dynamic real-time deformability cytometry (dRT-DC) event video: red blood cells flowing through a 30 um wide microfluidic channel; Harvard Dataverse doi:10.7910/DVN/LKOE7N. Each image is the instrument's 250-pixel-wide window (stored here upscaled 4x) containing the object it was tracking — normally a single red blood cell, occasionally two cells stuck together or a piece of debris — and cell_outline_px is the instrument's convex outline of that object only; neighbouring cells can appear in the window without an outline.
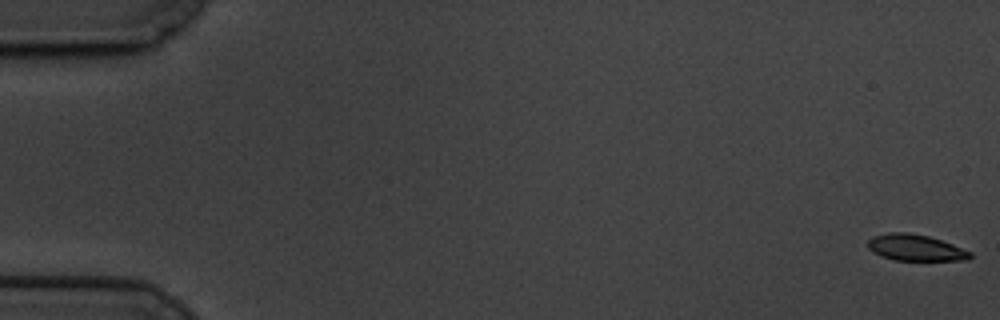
{"species": "common noctule bat (a hibernating species)", "species_latin": "Nyctalus noctula", "temperature_condition": "cold", "stored_images_in_passage": 60, "camera_frame_rate_fps": 3000, "um_per_image_px": 0.085, "animal": {"sex": "male", "body_mass_g": 19.5, "forearm_length_mm": 54.6}, "frame": {"image": 1, "passage_image": 1, "time_ms": 0.0, "image_size_px": [1000, 320], "cell_outline_px": [[972, 256], [968, 260], [896, 260], [880, 256], [872, 252], [868, 248], [868, 240], [872, 236], [888, 232], [908, 232], [928, 236], [952, 244], [972, 252]], "centroid_in_image_um": [77.79, 21.05], "position_along_channel_um": 7.2, "area_um2": 15.72}}
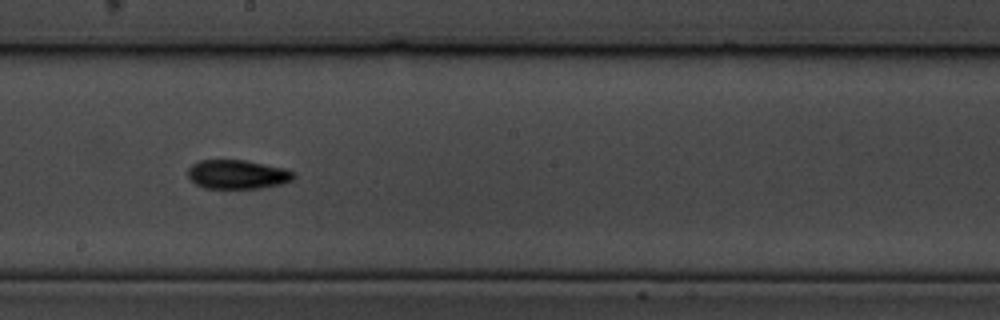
{"frame": {"image": 2, "passage_image": 34, "time_ms": 11.0, "image_size_px": [1000, 320], "cell_outline_px": [[296, 176], [292, 180], [280, 184], [260, 188], [204, 188], [196, 184], [188, 176], [188, 168], [192, 164], [200, 160], [244, 160], [284, 168], [296, 172]], "centroid_in_image_um": [20.19, 14.82], "position_along_channel_um": 228.0, "area_um2": 17.86}}
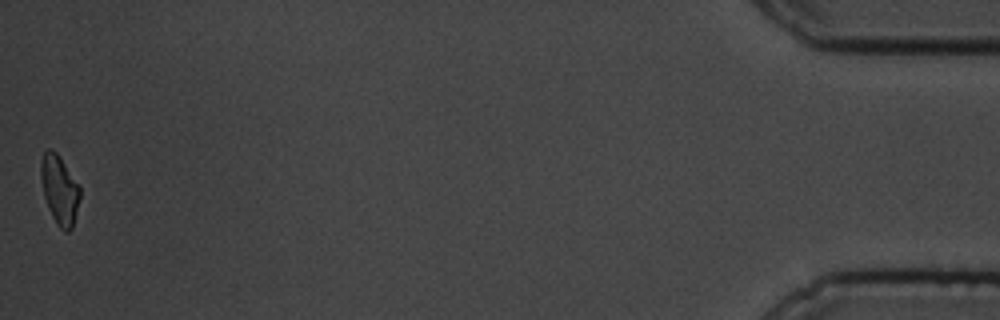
{"frame": {"image": 3, "passage_image": 60, "time_ms": 19.667, "image_size_px": [1000, 320], "cell_outline_px": [[80, 196], [72, 228], [68, 232], [64, 232], [56, 224], [48, 208], [44, 196], [40, 176], [40, 160], [44, 152], [48, 148], [52, 148], [56, 152], [80, 188]], "centroid_in_image_um": [5.03, 16.14], "position_along_channel_um": 430.2, "area_um2": 15.55}, "authors_computed_cell_mechanics": {"area_um2": 16.9354, "velocity_mm_per_s": 3.3789, "shape_relaxation_time_tau1_ms": 7.7709, "shape_relaxation_time_tau2_ms": 5.46, "deformation_change_tau1": 0.171, "deformation_change_tau2": 0.1072}}